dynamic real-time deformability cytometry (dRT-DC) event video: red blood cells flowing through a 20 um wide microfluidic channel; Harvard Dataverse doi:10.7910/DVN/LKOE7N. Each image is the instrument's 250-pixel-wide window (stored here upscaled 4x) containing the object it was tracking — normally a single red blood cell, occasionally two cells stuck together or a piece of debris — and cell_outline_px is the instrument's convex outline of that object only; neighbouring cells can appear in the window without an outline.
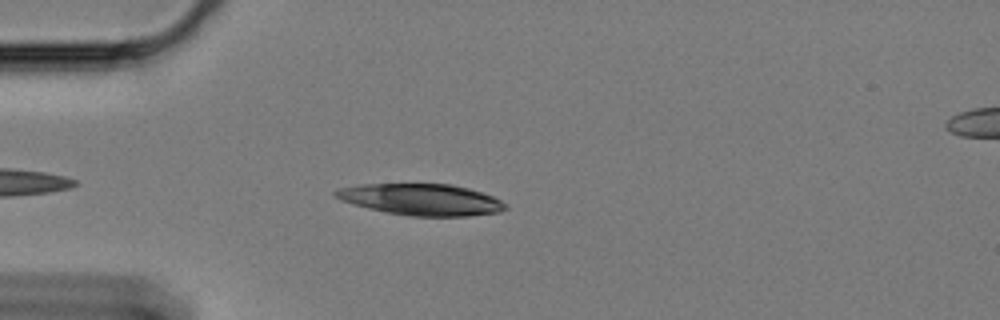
{"species": "Egyptian fruit bat (a non-hibernating species)", "species_latin": "Rousettus aegyptiacus", "temperature_condition": "cold", "stored_images_in_passage": 46, "camera_frame_rate_fps": 3000, "um_per_image_px": 0.085, "animal": {"sex": "female"}, "frame": {"image": 1, "passage_image": 6, "time_ms": 1.667, "image_size_px": [1000, 320], "cell_outline_px": [[508, 208], [500, 212], [468, 216], [412, 216], [388, 212], [368, 208], [340, 200], [332, 196], [332, 192], [340, 188], [360, 184], [448, 184], [468, 188], [492, 196], [508, 204]], "centroid_in_image_um": [35.81, 16.96], "position_along_channel_um": 49.2, "area_um2": 31.04}}
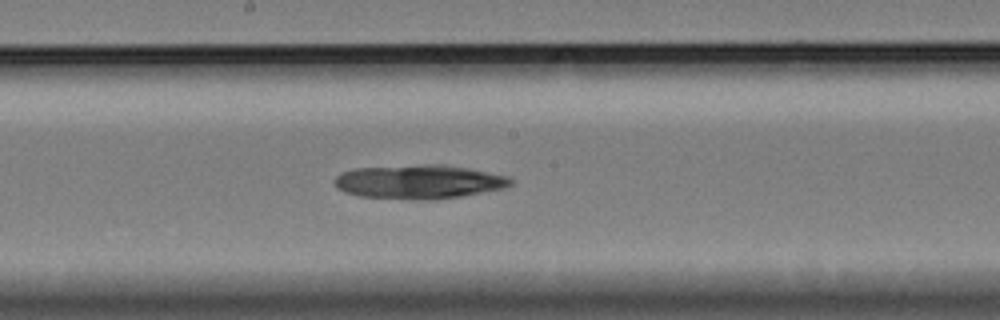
{"frame": {"image": 2, "passage_image": 22, "time_ms": 7.0, "image_size_px": [1000, 320], "cell_outline_px": [[512, 184], [508, 188], [460, 196], [428, 200], [416, 200], [356, 196], [344, 192], [336, 188], [332, 180], [340, 172], [352, 168], [424, 164], [444, 164], [468, 168], [508, 176], [512, 180]], "centroid_in_image_um": [35.57, 15.45], "position_along_channel_um": 212.6, "area_um2": 35.43}}
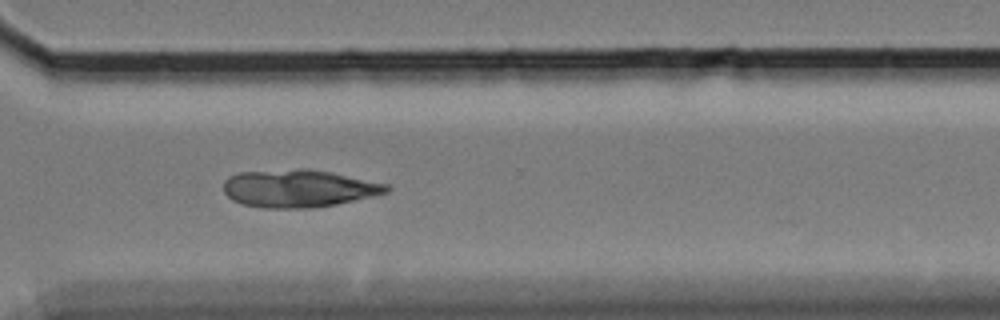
{"frame": {"image": 3, "passage_image": 34, "time_ms": 11.0, "image_size_px": [1000, 320], "cell_outline_px": [[392, 188], [388, 192], [372, 196], [336, 204], [312, 208], [264, 208], [244, 204], [232, 200], [224, 192], [224, 180], [228, 176], [240, 172], [300, 168], [308, 168], [332, 172], [388, 184]], "centroid_in_image_um": [25.38, 16.0], "position_along_channel_um": 345.2, "area_um2": 35.89}}